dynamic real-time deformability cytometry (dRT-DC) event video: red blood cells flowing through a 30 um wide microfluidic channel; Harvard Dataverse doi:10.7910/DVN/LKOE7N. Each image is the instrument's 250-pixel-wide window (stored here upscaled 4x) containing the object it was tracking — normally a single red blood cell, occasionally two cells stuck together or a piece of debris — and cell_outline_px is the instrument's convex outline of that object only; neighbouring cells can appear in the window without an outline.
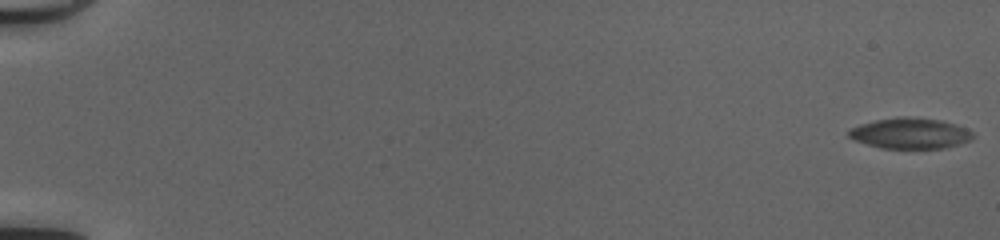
{"species": "common noctule bat (a hibernating species)", "species_latin": "Nyctalus noctula", "temperature_condition": "cold", "stored_images_in_passage": 55, "camera_frame_rate_fps": 3000, "um_per_image_px": 0.085, "animal": {"sex": "female", "body_mass_g": 20.0, "forearm_length_mm": 54.0}, "frame": {"image": 1, "passage_image": 1, "time_ms": 0.0, "image_size_px": [1000, 240], "cell_outline_px": [[972, 136], [968, 140], [944, 148], [880, 148], [856, 140], [848, 136], [848, 132], [852, 128], [860, 124], [876, 120], [900, 116], [940, 120], [964, 128], [972, 132]], "centroid_in_image_um": [77.31, 11.33], "position_along_channel_um": 7.7, "area_um2": 21.62}}
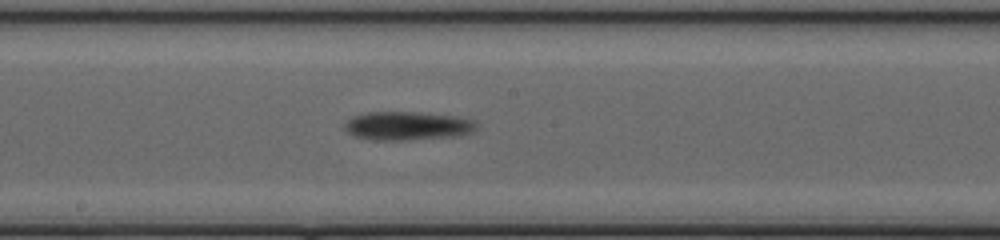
{"frame": {"image": 2, "passage_image": 32, "time_ms": 10.333, "image_size_px": [1000, 240], "cell_outline_px": [[480, 124], [472, 132], [460, 136], [404, 140], [376, 140], [356, 136], [348, 132], [344, 128], [344, 124], [352, 116], [368, 112], [420, 112], [456, 116], [472, 120]], "centroid_in_image_um": [34.67, 10.69], "position_along_channel_um": 213.5, "area_um2": 22.08}}
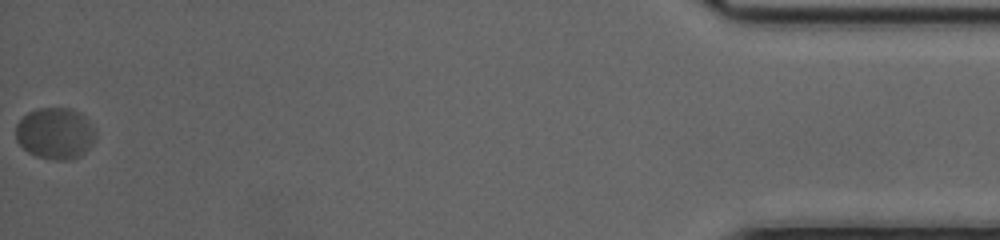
{"frame": {"image": 3, "passage_image": 55, "time_ms": 18.0, "image_size_px": [1000, 240], "cell_outline_px": [[96, 136], [92, 144], [80, 156], [72, 160], [52, 160], [36, 156], [28, 152], [16, 140], [16, 124], [28, 112], [36, 108], [72, 108], [80, 112], [88, 120], [96, 132]], "centroid_in_image_um": [4.7, 11.34], "position_along_channel_um": 430.5, "area_um2": 24.1}, "authors_computed_cell_mechanics": {"area_um2": 22.1952, "velocity_mm_per_s": 3.9533, "shape_relaxation_time_tau1_ms": 3.2911, "shape_relaxation_time_tau2_ms": null, "deformation_change_tau1": 0.0654, "deformation_change_tau2": null}}